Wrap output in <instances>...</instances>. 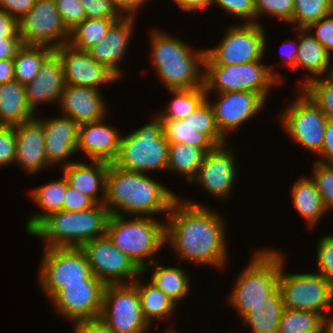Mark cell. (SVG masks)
I'll return each instance as SVG.
<instances>
[{
	"mask_svg": "<svg viewBox=\"0 0 333 333\" xmlns=\"http://www.w3.org/2000/svg\"><path fill=\"white\" fill-rule=\"evenodd\" d=\"M307 29L310 32L315 29V35L313 34V36L330 54L333 53V12L312 23Z\"/></svg>",
	"mask_w": 333,
	"mask_h": 333,
	"instance_id": "obj_50",
	"label": "cell"
},
{
	"mask_svg": "<svg viewBox=\"0 0 333 333\" xmlns=\"http://www.w3.org/2000/svg\"><path fill=\"white\" fill-rule=\"evenodd\" d=\"M117 21L119 19L86 18L70 31L68 44L87 51L99 43Z\"/></svg>",
	"mask_w": 333,
	"mask_h": 333,
	"instance_id": "obj_37",
	"label": "cell"
},
{
	"mask_svg": "<svg viewBox=\"0 0 333 333\" xmlns=\"http://www.w3.org/2000/svg\"><path fill=\"white\" fill-rule=\"evenodd\" d=\"M149 267H155L149 281L164 292L173 302L180 305L179 303L185 299L191 287L189 273L185 269L177 267V264L176 266L166 267L163 264H158V261L145 267L142 273L145 274Z\"/></svg>",
	"mask_w": 333,
	"mask_h": 333,
	"instance_id": "obj_32",
	"label": "cell"
},
{
	"mask_svg": "<svg viewBox=\"0 0 333 333\" xmlns=\"http://www.w3.org/2000/svg\"><path fill=\"white\" fill-rule=\"evenodd\" d=\"M66 28L71 31L86 19L84 7L80 0H54Z\"/></svg>",
	"mask_w": 333,
	"mask_h": 333,
	"instance_id": "obj_47",
	"label": "cell"
},
{
	"mask_svg": "<svg viewBox=\"0 0 333 333\" xmlns=\"http://www.w3.org/2000/svg\"><path fill=\"white\" fill-rule=\"evenodd\" d=\"M16 135L15 165L25 173L36 174L43 168L51 167L45 156L44 130L42 123L32 118L14 126Z\"/></svg>",
	"mask_w": 333,
	"mask_h": 333,
	"instance_id": "obj_24",
	"label": "cell"
},
{
	"mask_svg": "<svg viewBox=\"0 0 333 333\" xmlns=\"http://www.w3.org/2000/svg\"><path fill=\"white\" fill-rule=\"evenodd\" d=\"M135 21V17H124L117 21L99 43L87 50L97 63L107 66L119 78L124 74L119 65L128 53Z\"/></svg>",
	"mask_w": 333,
	"mask_h": 333,
	"instance_id": "obj_25",
	"label": "cell"
},
{
	"mask_svg": "<svg viewBox=\"0 0 333 333\" xmlns=\"http://www.w3.org/2000/svg\"><path fill=\"white\" fill-rule=\"evenodd\" d=\"M154 28L151 36V60L167 90L203 86L205 49L196 51L180 38Z\"/></svg>",
	"mask_w": 333,
	"mask_h": 333,
	"instance_id": "obj_3",
	"label": "cell"
},
{
	"mask_svg": "<svg viewBox=\"0 0 333 333\" xmlns=\"http://www.w3.org/2000/svg\"><path fill=\"white\" fill-rule=\"evenodd\" d=\"M173 328H169L168 330H166V331H164L165 333H180V332H178L179 330H177L176 331V329L174 330H172Z\"/></svg>",
	"mask_w": 333,
	"mask_h": 333,
	"instance_id": "obj_62",
	"label": "cell"
},
{
	"mask_svg": "<svg viewBox=\"0 0 333 333\" xmlns=\"http://www.w3.org/2000/svg\"><path fill=\"white\" fill-rule=\"evenodd\" d=\"M296 32H297V37L294 38V39H297V40L290 41V40L287 39V42L282 43V45H281L282 48H281V51H280L281 55H282L281 58L284 61V62H282L284 64V65L282 64V66L284 67L286 65L287 67H289L293 71L295 70V63H296L297 52H298V31H296ZM288 45H289V48H286V47H288ZM284 46H285L286 49H289L288 50L289 52L286 51ZM284 50L287 52L286 54H284V52H285ZM283 54L286 55V56H284Z\"/></svg>",
	"mask_w": 333,
	"mask_h": 333,
	"instance_id": "obj_57",
	"label": "cell"
},
{
	"mask_svg": "<svg viewBox=\"0 0 333 333\" xmlns=\"http://www.w3.org/2000/svg\"><path fill=\"white\" fill-rule=\"evenodd\" d=\"M152 120L139 129L122 135L117 159L113 162L124 170L148 174V171L167 170L169 143L161 119Z\"/></svg>",
	"mask_w": 333,
	"mask_h": 333,
	"instance_id": "obj_7",
	"label": "cell"
},
{
	"mask_svg": "<svg viewBox=\"0 0 333 333\" xmlns=\"http://www.w3.org/2000/svg\"><path fill=\"white\" fill-rule=\"evenodd\" d=\"M175 4L181 8L182 12H195L200 9H207L210 5H213V0H172Z\"/></svg>",
	"mask_w": 333,
	"mask_h": 333,
	"instance_id": "obj_59",
	"label": "cell"
},
{
	"mask_svg": "<svg viewBox=\"0 0 333 333\" xmlns=\"http://www.w3.org/2000/svg\"><path fill=\"white\" fill-rule=\"evenodd\" d=\"M109 164L105 161L91 160L90 164L75 161L63 167L62 173L69 186L88 196L96 204H104ZM99 192L101 196L98 195Z\"/></svg>",
	"mask_w": 333,
	"mask_h": 333,
	"instance_id": "obj_26",
	"label": "cell"
},
{
	"mask_svg": "<svg viewBox=\"0 0 333 333\" xmlns=\"http://www.w3.org/2000/svg\"><path fill=\"white\" fill-rule=\"evenodd\" d=\"M324 143L318 161L327 166H333V120H327L325 127Z\"/></svg>",
	"mask_w": 333,
	"mask_h": 333,
	"instance_id": "obj_53",
	"label": "cell"
},
{
	"mask_svg": "<svg viewBox=\"0 0 333 333\" xmlns=\"http://www.w3.org/2000/svg\"><path fill=\"white\" fill-rule=\"evenodd\" d=\"M329 120H333V78L330 75L315 79L302 89Z\"/></svg>",
	"mask_w": 333,
	"mask_h": 333,
	"instance_id": "obj_42",
	"label": "cell"
},
{
	"mask_svg": "<svg viewBox=\"0 0 333 333\" xmlns=\"http://www.w3.org/2000/svg\"><path fill=\"white\" fill-rule=\"evenodd\" d=\"M255 23L262 16L276 17L278 20L291 24L294 11V0H254Z\"/></svg>",
	"mask_w": 333,
	"mask_h": 333,
	"instance_id": "obj_43",
	"label": "cell"
},
{
	"mask_svg": "<svg viewBox=\"0 0 333 333\" xmlns=\"http://www.w3.org/2000/svg\"><path fill=\"white\" fill-rule=\"evenodd\" d=\"M80 248L87 258L91 273L105 285L130 284L142 274V270L118 250L107 235L91 240Z\"/></svg>",
	"mask_w": 333,
	"mask_h": 333,
	"instance_id": "obj_15",
	"label": "cell"
},
{
	"mask_svg": "<svg viewBox=\"0 0 333 333\" xmlns=\"http://www.w3.org/2000/svg\"><path fill=\"white\" fill-rule=\"evenodd\" d=\"M105 284L91 274L83 283L66 284L49 300L69 322L98 320L102 312Z\"/></svg>",
	"mask_w": 333,
	"mask_h": 333,
	"instance_id": "obj_16",
	"label": "cell"
},
{
	"mask_svg": "<svg viewBox=\"0 0 333 333\" xmlns=\"http://www.w3.org/2000/svg\"><path fill=\"white\" fill-rule=\"evenodd\" d=\"M219 6L231 16L242 19L245 23H255L254 0H213V4Z\"/></svg>",
	"mask_w": 333,
	"mask_h": 333,
	"instance_id": "obj_48",
	"label": "cell"
},
{
	"mask_svg": "<svg viewBox=\"0 0 333 333\" xmlns=\"http://www.w3.org/2000/svg\"><path fill=\"white\" fill-rule=\"evenodd\" d=\"M332 12L333 0H294L291 24L297 28H308Z\"/></svg>",
	"mask_w": 333,
	"mask_h": 333,
	"instance_id": "obj_40",
	"label": "cell"
},
{
	"mask_svg": "<svg viewBox=\"0 0 333 333\" xmlns=\"http://www.w3.org/2000/svg\"><path fill=\"white\" fill-rule=\"evenodd\" d=\"M216 95L218 99L209 103L214 110L217 127L226 139L227 134L234 132L263 110L267 101L260 93L250 91H231Z\"/></svg>",
	"mask_w": 333,
	"mask_h": 333,
	"instance_id": "obj_18",
	"label": "cell"
},
{
	"mask_svg": "<svg viewBox=\"0 0 333 333\" xmlns=\"http://www.w3.org/2000/svg\"><path fill=\"white\" fill-rule=\"evenodd\" d=\"M18 24L22 45L55 50L68 44L70 31L64 25L54 0H36Z\"/></svg>",
	"mask_w": 333,
	"mask_h": 333,
	"instance_id": "obj_14",
	"label": "cell"
},
{
	"mask_svg": "<svg viewBox=\"0 0 333 333\" xmlns=\"http://www.w3.org/2000/svg\"><path fill=\"white\" fill-rule=\"evenodd\" d=\"M34 117L23 84L16 80L0 84V125L15 126Z\"/></svg>",
	"mask_w": 333,
	"mask_h": 333,
	"instance_id": "obj_28",
	"label": "cell"
},
{
	"mask_svg": "<svg viewBox=\"0 0 333 333\" xmlns=\"http://www.w3.org/2000/svg\"><path fill=\"white\" fill-rule=\"evenodd\" d=\"M279 75L272 64L264 65L262 59L233 65L204 64L203 86L206 98L213 91H250L260 93L267 100L272 87L283 84L284 79Z\"/></svg>",
	"mask_w": 333,
	"mask_h": 333,
	"instance_id": "obj_8",
	"label": "cell"
},
{
	"mask_svg": "<svg viewBox=\"0 0 333 333\" xmlns=\"http://www.w3.org/2000/svg\"><path fill=\"white\" fill-rule=\"evenodd\" d=\"M183 120L188 121L194 129L206 134L217 146L227 144L226 138L217 127L214 110L211 103H209V98H206Z\"/></svg>",
	"mask_w": 333,
	"mask_h": 333,
	"instance_id": "obj_41",
	"label": "cell"
},
{
	"mask_svg": "<svg viewBox=\"0 0 333 333\" xmlns=\"http://www.w3.org/2000/svg\"><path fill=\"white\" fill-rule=\"evenodd\" d=\"M142 276L143 273L132 283L137 288L142 313L147 323L151 325V322L154 321L153 319L161 320L172 316V313H174L179 306L149 280L147 281L148 283L141 282L140 279Z\"/></svg>",
	"mask_w": 333,
	"mask_h": 333,
	"instance_id": "obj_33",
	"label": "cell"
},
{
	"mask_svg": "<svg viewBox=\"0 0 333 333\" xmlns=\"http://www.w3.org/2000/svg\"><path fill=\"white\" fill-rule=\"evenodd\" d=\"M261 23H239L226 30L217 47L205 49L204 64H242L263 59L267 36Z\"/></svg>",
	"mask_w": 333,
	"mask_h": 333,
	"instance_id": "obj_10",
	"label": "cell"
},
{
	"mask_svg": "<svg viewBox=\"0 0 333 333\" xmlns=\"http://www.w3.org/2000/svg\"><path fill=\"white\" fill-rule=\"evenodd\" d=\"M221 213L186 198H178L165 222V244L180 261L225 267L228 263L226 222Z\"/></svg>",
	"mask_w": 333,
	"mask_h": 333,
	"instance_id": "obj_1",
	"label": "cell"
},
{
	"mask_svg": "<svg viewBox=\"0 0 333 333\" xmlns=\"http://www.w3.org/2000/svg\"><path fill=\"white\" fill-rule=\"evenodd\" d=\"M99 319L111 333H148L150 328L133 283L105 285Z\"/></svg>",
	"mask_w": 333,
	"mask_h": 333,
	"instance_id": "obj_13",
	"label": "cell"
},
{
	"mask_svg": "<svg viewBox=\"0 0 333 333\" xmlns=\"http://www.w3.org/2000/svg\"><path fill=\"white\" fill-rule=\"evenodd\" d=\"M110 216L104 204L84 211L60 210L45 217L29 234L43 239L45 248L81 247L106 235Z\"/></svg>",
	"mask_w": 333,
	"mask_h": 333,
	"instance_id": "obj_4",
	"label": "cell"
},
{
	"mask_svg": "<svg viewBox=\"0 0 333 333\" xmlns=\"http://www.w3.org/2000/svg\"><path fill=\"white\" fill-rule=\"evenodd\" d=\"M106 235L118 250L143 270L155 262V254L165 246V221L160 222L155 216L127 220L126 216L111 215Z\"/></svg>",
	"mask_w": 333,
	"mask_h": 333,
	"instance_id": "obj_6",
	"label": "cell"
},
{
	"mask_svg": "<svg viewBox=\"0 0 333 333\" xmlns=\"http://www.w3.org/2000/svg\"><path fill=\"white\" fill-rule=\"evenodd\" d=\"M63 64L65 84L100 89L120 78L107 66L97 63L87 51L63 44L54 50Z\"/></svg>",
	"mask_w": 333,
	"mask_h": 333,
	"instance_id": "obj_19",
	"label": "cell"
},
{
	"mask_svg": "<svg viewBox=\"0 0 333 333\" xmlns=\"http://www.w3.org/2000/svg\"><path fill=\"white\" fill-rule=\"evenodd\" d=\"M104 121L79 125L77 152H84L90 161L113 163L119 154L122 134Z\"/></svg>",
	"mask_w": 333,
	"mask_h": 333,
	"instance_id": "obj_23",
	"label": "cell"
},
{
	"mask_svg": "<svg viewBox=\"0 0 333 333\" xmlns=\"http://www.w3.org/2000/svg\"><path fill=\"white\" fill-rule=\"evenodd\" d=\"M324 333H333V318L326 320Z\"/></svg>",
	"mask_w": 333,
	"mask_h": 333,
	"instance_id": "obj_61",
	"label": "cell"
},
{
	"mask_svg": "<svg viewBox=\"0 0 333 333\" xmlns=\"http://www.w3.org/2000/svg\"><path fill=\"white\" fill-rule=\"evenodd\" d=\"M21 46V38L0 37V60L13 59Z\"/></svg>",
	"mask_w": 333,
	"mask_h": 333,
	"instance_id": "obj_58",
	"label": "cell"
},
{
	"mask_svg": "<svg viewBox=\"0 0 333 333\" xmlns=\"http://www.w3.org/2000/svg\"><path fill=\"white\" fill-rule=\"evenodd\" d=\"M67 191V180L62 175L59 180L51 181L31 189L30 198H32L42 211L30 215L25 229L29 234L45 217L54 212L63 210L64 196Z\"/></svg>",
	"mask_w": 333,
	"mask_h": 333,
	"instance_id": "obj_30",
	"label": "cell"
},
{
	"mask_svg": "<svg viewBox=\"0 0 333 333\" xmlns=\"http://www.w3.org/2000/svg\"><path fill=\"white\" fill-rule=\"evenodd\" d=\"M39 266V286L50 299L66 284L83 283L92 273L80 247L44 248Z\"/></svg>",
	"mask_w": 333,
	"mask_h": 333,
	"instance_id": "obj_12",
	"label": "cell"
},
{
	"mask_svg": "<svg viewBox=\"0 0 333 333\" xmlns=\"http://www.w3.org/2000/svg\"><path fill=\"white\" fill-rule=\"evenodd\" d=\"M178 198L174 191L148 174L124 170L114 163L109 164L104 206L111 215H168Z\"/></svg>",
	"mask_w": 333,
	"mask_h": 333,
	"instance_id": "obj_2",
	"label": "cell"
},
{
	"mask_svg": "<svg viewBox=\"0 0 333 333\" xmlns=\"http://www.w3.org/2000/svg\"><path fill=\"white\" fill-rule=\"evenodd\" d=\"M161 121L168 143L192 145L201 148L205 153L217 146L206 134L194 129L188 121L183 119Z\"/></svg>",
	"mask_w": 333,
	"mask_h": 333,
	"instance_id": "obj_38",
	"label": "cell"
},
{
	"mask_svg": "<svg viewBox=\"0 0 333 333\" xmlns=\"http://www.w3.org/2000/svg\"><path fill=\"white\" fill-rule=\"evenodd\" d=\"M284 309L281 292L277 287L268 296V300L260 302L241 317L242 324L250 326L252 333H278Z\"/></svg>",
	"mask_w": 333,
	"mask_h": 333,
	"instance_id": "obj_31",
	"label": "cell"
},
{
	"mask_svg": "<svg viewBox=\"0 0 333 333\" xmlns=\"http://www.w3.org/2000/svg\"><path fill=\"white\" fill-rule=\"evenodd\" d=\"M0 37L20 38L18 20L0 10Z\"/></svg>",
	"mask_w": 333,
	"mask_h": 333,
	"instance_id": "obj_54",
	"label": "cell"
},
{
	"mask_svg": "<svg viewBox=\"0 0 333 333\" xmlns=\"http://www.w3.org/2000/svg\"><path fill=\"white\" fill-rule=\"evenodd\" d=\"M116 8L124 17H135L147 0H113Z\"/></svg>",
	"mask_w": 333,
	"mask_h": 333,
	"instance_id": "obj_56",
	"label": "cell"
},
{
	"mask_svg": "<svg viewBox=\"0 0 333 333\" xmlns=\"http://www.w3.org/2000/svg\"><path fill=\"white\" fill-rule=\"evenodd\" d=\"M332 55L310 33L307 28H298V52L295 63V71L298 68L308 70L311 74L298 85L302 90L311 81L330 75L332 69ZM313 74V75H312Z\"/></svg>",
	"mask_w": 333,
	"mask_h": 333,
	"instance_id": "obj_27",
	"label": "cell"
},
{
	"mask_svg": "<svg viewBox=\"0 0 333 333\" xmlns=\"http://www.w3.org/2000/svg\"><path fill=\"white\" fill-rule=\"evenodd\" d=\"M284 264L278 288L285 308L319 313L326 320L333 318V284L317 272L287 273Z\"/></svg>",
	"mask_w": 333,
	"mask_h": 333,
	"instance_id": "obj_9",
	"label": "cell"
},
{
	"mask_svg": "<svg viewBox=\"0 0 333 333\" xmlns=\"http://www.w3.org/2000/svg\"><path fill=\"white\" fill-rule=\"evenodd\" d=\"M101 90L66 84L59 104L62 115L77 125L105 119L108 108Z\"/></svg>",
	"mask_w": 333,
	"mask_h": 333,
	"instance_id": "obj_21",
	"label": "cell"
},
{
	"mask_svg": "<svg viewBox=\"0 0 333 333\" xmlns=\"http://www.w3.org/2000/svg\"><path fill=\"white\" fill-rule=\"evenodd\" d=\"M293 101V102H292ZM279 113L283 131L303 148L319 155L323 148L327 117L303 91Z\"/></svg>",
	"mask_w": 333,
	"mask_h": 333,
	"instance_id": "obj_11",
	"label": "cell"
},
{
	"mask_svg": "<svg viewBox=\"0 0 333 333\" xmlns=\"http://www.w3.org/2000/svg\"><path fill=\"white\" fill-rule=\"evenodd\" d=\"M205 154L201 148L192 145L169 143L167 171L179 173L188 183H191Z\"/></svg>",
	"mask_w": 333,
	"mask_h": 333,
	"instance_id": "obj_34",
	"label": "cell"
},
{
	"mask_svg": "<svg viewBox=\"0 0 333 333\" xmlns=\"http://www.w3.org/2000/svg\"><path fill=\"white\" fill-rule=\"evenodd\" d=\"M95 204L96 203L91 198L72 188L67 182V191L64 196L63 210L69 212L84 211L92 208Z\"/></svg>",
	"mask_w": 333,
	"mask_h": 333,
	"instance_id": "obj_51",
	"label": "cell"
},
{
	"mask_svg": "<svg viewBox=\"0 0 333 333\" xmlns=\"http://www.w3.org/2000/svg\"><path fill=\"white\" fill-rule=\"evenodd\" d=\"M311 179L320 193L327 211L333 209V166H327L315 161Z\"/></svg>",
	"mask_w": 333,
	"mask_h": 333,
	"instance_id": "obj_44",
	"label": "cell"
},
{
	"mask_svg": "<svg viewBox=\"0 0 333 333\" xmlns=\"http://www.w3.org/2000/svg\"><path fill=\"white\" fill-rule=\"evenodd\" d=\"M168 91L174 96L165 107L166 109L159 113L156 112V115L161 120H182L187 118L206 99L204 87Z\"/></svg>",
	"mask_w": 333,
	"mask_h": 333,
	"instance_id": "obj_36",
	"label": "cell"
},
{
	"mask_svg": "<svg viewBox=\"0 0 333 333\" xmlns=\"http://www.w3.org/2000/svg\"><path fill=\"white\" fill-rule=\"evenodd\" d=\"M13 59L0 60V84L14 81Z\"/></svg>",
	"mask_w": 333,
	"mask_h": 333,
	"instance_id": "obj_60",
	"label": "cell"
},
{
	"mask_svg": "<svg viewBox=\"0 0 333 333\" xmlns=\"http://www.w3.org/2000/svg\"><path fill=\"white\" fill-rule=\"evenodd\" d=\"M72 324L73 333H111L100 319L75 321Z\"/></svg>",
	"mask_w": 333,
	"mask_h": 333,
	"instance_id": "obj_55",
	"label": "cell"
},
{
	"mask_svg": "<svg viewBox=\"0 0 333 333\" xmlns=\"http://www.w3.org/2000/svg\"><path fill=\"white\" fill-rule=\"evenodd\" d=\"M325 322L319 313L285 308L278 333H324Z\"/></svg>",
	"mask_w": 333,
	"mask_h": 333,
	"instance_id": "obj_39",
	"label": "cell"
},
{
	"mask_svg": "<svg viewBox=\"0 0 333 333\" xmlns=\"http://www.w3.org/2000/svg\"><path fill=\"white\" fill-rule=\"evenodd\" d=\"M90 19H119L124 16L116 8L113 0H80Z\"/></svg>",
	"mask_w": 333,
	"mask_h": 333,
	"instance_id": "obj_46",
	"label": "cell"
},
{
	"mask_svg": "<svg viewBox=\"0 0 333 333\" xmlns=\"http://www.w3.org/2000/svg\"><path fill=\"white\" fill-rule=\"evenodd\" d=\"M292 203L310 229L327 213L322 197L310 175L301 176L291 188ZM314 226V227H313Z\"/></svg>",
	"mask_w": 333,
	"mask_h": 333,
	"instance_id": "obj_29",
	"label": "cell"
},
{
	"mask_svg": "<svg viewBox=\"0 0 333 333\" xmlns=\"http://www.w3.org/2000/svg\"><path fill=\"white\" fill-rule=\"evenodd\" d=\"M250 263L237 277L227 303L242 317L254 306L268 300V296L278 287V281L285 263V255L272 247L256 250Z\"/></svg>",
	"mask_w": 333,
	"mask_h": 333,
	"instance_id": "obj_5",
	"label": "cell"
},
{
	"mask_svg": "<svg viewBox=\"0 0 333 333\" xmlns=\"http://www.w3.org/2000/svg\"><path fill=\"white\" fill-rule=\"evenodd\" d=\"M36 0H0V10L21 19L35 5Z\"/></svg>",
	"mask_w": 333,
	"mask_h": 333,
	"instance_id": "obj_52",
	"label": "cell"
},
{
	"mask_svg": "<svg viewBox=\"0 0 333 333\" xmlns=\"http://www.w3.org/2000/svg\"><path fill=\"white\" fill-rule=\"evenodd\" d=\"M317 243V273L333 284V234H326Z\"/></svg>",
	"mask_w": 333,
	"mask_h": 333,
	"instance_id": "obj_45",
	"label": "cell"
},
{
	"mask_svg": "<svg viewBox=\"0 0 333 333\" xmlns=\"http://www.w3.org/2000/svg\"><path fill=\"white\" fill-rule=\"evenodd\" d=\"M226 145L216 146L212 151L206 152L196 176L191 181V184L198 183L209 195L221 200H227L231 195L238 171L236 155Z\"/></svg>",
	"mask_w": 333,
	"mask_h": 333,
	"instance_id": "obj_17",
	"label": "cell"
},
{
	"mask_svg": "<svg viewBox=\"0 0 333 333\" xmlns=\"http://www.w3.org/2000/svg\"><path fill=\"white\" fill-rule=\"evenodd\" d=\"M37 116L44 130L45 156L48 164L53 167H56V164L62 165L63 168L73 163V160L71 162L67 159L77 153L79 125L63 115L51 118Z\"/></svg>",
	"mask_w": 333,
	"mask_h": 333,
	"instance_id": "obj_20",
	"label": "cell"
},
{
	"mask_svg": "<svg viewBox=\"0 0 333 333\" xmlns=\"http://www.w3.org/2000/svg\"><path fill=\"white\" fill-rule=\"evenodd\" d=\"M330 68L332 69L330 72V76L333 78V65Z\"/></svg>",
	"mask_w": 333,
	"mask_h": 333,
	"instance_id": "obj_63",
	"label": "cell"
},
{
	"mask_svg": "<svg viewBox=\"0 0 333 333\" xmlns=\"http://www.w3.org/2000/svg\"><path fill=\"white\" fill-rule=\"evenodd\" d=\"M16 135L14 126L0 125V167L14 164Z\"/></svg>",
	"mask_w": 333,
	"mask_h": 333,
	"instance_id": "obj_49",
	"label": "cell"
},
{
	"mask_svg": "<svg viewBox=\"0 0 333 333\" xmlns=\"http://www.w3.org/2000/svg\"><path fill=\"white\" fill-rule=\"evenodd\" d=\"M53 51L44 46L22 45L13 58L14 79L23 85L33 81L41 64Z\"/></svg>",
	"mask_w": 333,
	"mask_h": 333,
	"instance_id": "obj_35",
	"label": "cell"
},
{
	"mask_svg": "<svg viewBox=\"0 0 333 333\" xmlns=\"http://www.w3.org/2000/svg\"><path fill=\"white\" fill-rule=\"evenodd\" d=\"M65 85L63 64L53 51L43 61L33 81L24 85L28 106L35 113L43 102L60 104Z\"/></svg>",
	"mask_w": 333,
	"mask_h": 333,
	"instance_id": "obj_22",
	"label": "cell"
}]
</instances>
